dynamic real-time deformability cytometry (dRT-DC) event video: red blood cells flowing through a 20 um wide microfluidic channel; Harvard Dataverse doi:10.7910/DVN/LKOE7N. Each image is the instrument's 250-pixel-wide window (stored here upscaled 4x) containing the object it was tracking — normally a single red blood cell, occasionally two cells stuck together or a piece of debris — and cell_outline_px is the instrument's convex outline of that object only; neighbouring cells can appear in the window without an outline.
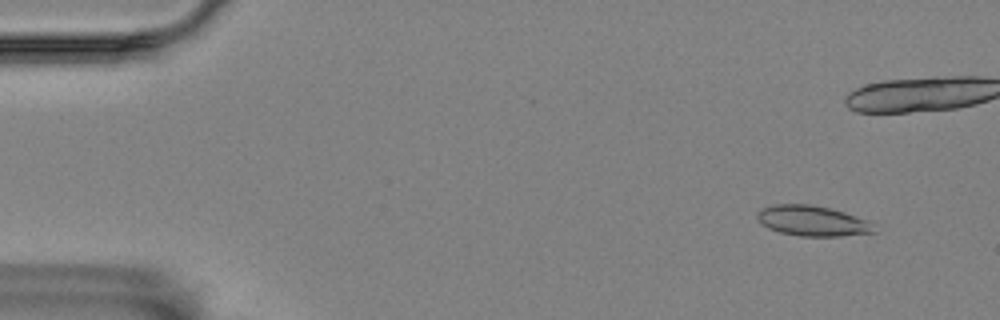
{"species": "Egyptian fruit bat (a non-hibernating species)", "species_latin": "Rousettus aegyptiacus", "temperature_condition": "room temperature", "stored_images_in_passage": 6, "camera_frame_rate_fps": 3000, "um_per_image_px": 0.085, "animal": {"sex": "female"}, "frame": {"image": 1, "passage_image": 2, "time_ms": 0.333, "image_size_px": [1000, 320], "cell_outline_px": [[876, 232], [840, 236], [800, 236], [780, 232], [768, 228], [756, 216], [756, 212], [764, 208], [776, 204], [808, 204], [828, 208], [844, 212], [868, 220]], "centroid_in_image_um": [69.05, 18.77], "position_along_channel_um": 15.9, "area_um2": 20.35}}